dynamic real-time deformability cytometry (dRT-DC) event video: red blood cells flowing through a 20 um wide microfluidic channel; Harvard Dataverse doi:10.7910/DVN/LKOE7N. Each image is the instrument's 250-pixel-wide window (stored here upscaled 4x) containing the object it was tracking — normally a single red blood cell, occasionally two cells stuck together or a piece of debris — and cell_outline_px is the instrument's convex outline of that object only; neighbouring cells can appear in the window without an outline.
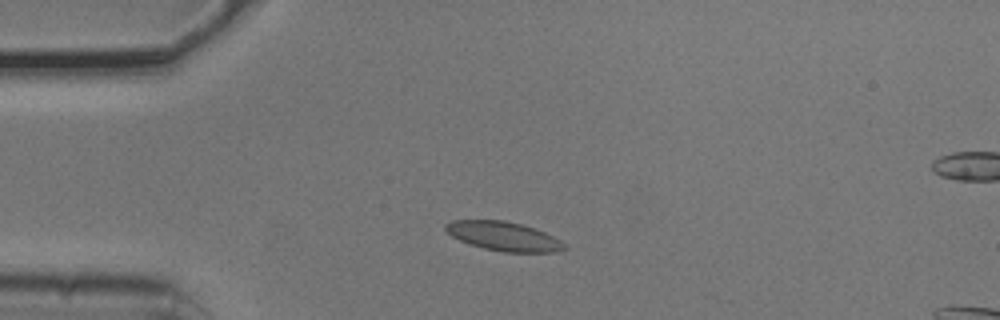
{"species": "common noctule bat (a hibernating species)", "species_latin": "Nyctalus noctula", "temperature_condition": "cold", "stored_images_in_passage": 4, "camera_frame_rate_fps": 3000, "um_per_image_px": 0.085, "animal": {"sex": "male", "body_mass_g": 20.5, "forearm_length_mm": 52.5}, "frame": {"image": 1, "passage_image": 2, "time_ms": 0.333, "image_size_px": [1000, 320], "cell_outline_px": [[568, 248], [556, 252], [504, 252], [484, 248], [460, 240], [452, 236], [444, 228], [444, 224], [452, 220], [504, 220], [520, 224], [544, 232], [560, 240]], "centroid_in_image_um": [42.8, 20.08], "position_along_channel_um": 42.2, "area_um2": 19.88}}